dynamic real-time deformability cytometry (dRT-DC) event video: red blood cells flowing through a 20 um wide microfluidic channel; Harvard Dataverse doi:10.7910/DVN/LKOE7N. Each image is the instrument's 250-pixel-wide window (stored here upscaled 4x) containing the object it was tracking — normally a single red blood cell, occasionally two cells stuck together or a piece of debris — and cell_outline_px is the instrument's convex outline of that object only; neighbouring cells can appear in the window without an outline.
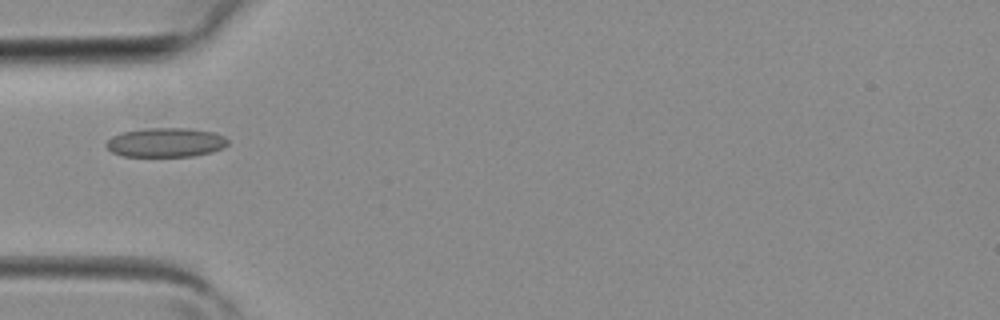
{"species": "common noctule bat (a hibernating species)", "species_latin": "Nyctalus noctula", "temperature_condition": "room temperature", "stored_images_in_passage": 4, "camera_frame_rate_fps": 3000, "um_per_image_px": 0.085, "animal": {"sex": "female", "body_mass_g": 19.3, "forearm_length_mm": 54.1}, "frame": {"image": 1, "passage_image": 4, "time_ms": 1.0, "image_size_px": [1000, 320], "cell_outline_px": [[228, 144], [224, 148], [212, 152], [192, 156], [124, 156], [112, 152], [104, 144], [112, 136], [120, 132], [148, 128], [184, 128], [212, 132], [224, 136], [228, 140]], "centroid_in_image_um": [14.08, 12.11], "position_along_channel_um": 70.9, "area_um2": 20.69}}